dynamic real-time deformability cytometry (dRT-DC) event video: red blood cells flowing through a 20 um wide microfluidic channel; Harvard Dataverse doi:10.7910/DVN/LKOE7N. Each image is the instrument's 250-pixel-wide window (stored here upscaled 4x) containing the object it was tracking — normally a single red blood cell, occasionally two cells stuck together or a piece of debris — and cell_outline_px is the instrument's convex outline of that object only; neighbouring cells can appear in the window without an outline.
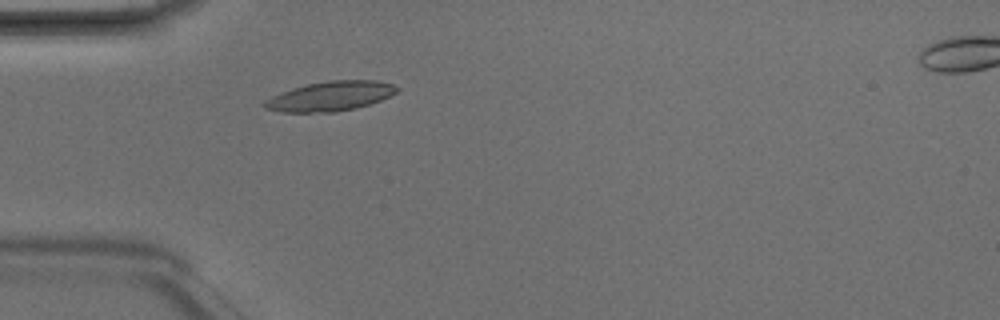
{"species": "Egyptian fruit bat (a non-hibernating species)", "species_latin": "Rousettus aegyptiacus", "temperature_condition": "room temperature", "stored_images_in_passage": 4, "camera_frame_rate_fps": 3000, "um_per_image_px": 0.085, "animal": {"sex": "male"}, "frame": {"image": 1, "passage_image": 3, "time_ms": 0.667, "image_size_px": [1000, 320], "cell_outline_px": [[396, 92], [380, 100], [356, 108], [332, 112], [280, 112], [264, 108], [260, 104], [264, 100], [272, 96], [292, 88], [308, 84], [328, 80], [376, 80], [392, 84], [396, 88]], "centroid_in_image_um": [28.0, 8.18], "position_along_channel_um": 57.0, "area_um2": 22.66}}